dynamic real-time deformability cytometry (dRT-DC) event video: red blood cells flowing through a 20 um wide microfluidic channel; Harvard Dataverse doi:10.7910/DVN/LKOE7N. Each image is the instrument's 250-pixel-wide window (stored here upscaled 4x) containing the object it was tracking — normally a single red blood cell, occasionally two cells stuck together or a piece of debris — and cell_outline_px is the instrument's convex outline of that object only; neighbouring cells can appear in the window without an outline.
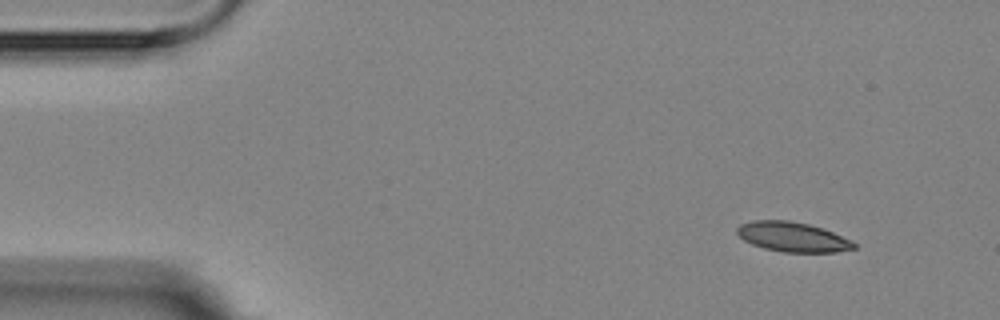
{"species": "Egyptian fruit bat (a non-hibernating species)", "species_latin": "Rousettus aegyptiacus", "temperature_condition": "room temperature", "stored_images_in_passage": 4, "camera_frame_rate_fps": 3000, "um_per_image_px": 0.085, "animal": {"sex": "female"}, "frame": {"image": 1, "passage_image": 1, "time_ms": 0.0, "image_size_px": [1000, 320], "cell_outline_px": [[856, 248], [836, 252], [784, 252], [764, 248], [752, 244], [744, 240], [736, 232], [736, 228], [740, 224], [752, 220], [788, 220], [808, 224], [824, 228], [852, 240], [856, 244]], "centroid_in_image_um": [67.38, 20.13], "position_along_channel_um": 17.6, "area_um2": 20.35}}